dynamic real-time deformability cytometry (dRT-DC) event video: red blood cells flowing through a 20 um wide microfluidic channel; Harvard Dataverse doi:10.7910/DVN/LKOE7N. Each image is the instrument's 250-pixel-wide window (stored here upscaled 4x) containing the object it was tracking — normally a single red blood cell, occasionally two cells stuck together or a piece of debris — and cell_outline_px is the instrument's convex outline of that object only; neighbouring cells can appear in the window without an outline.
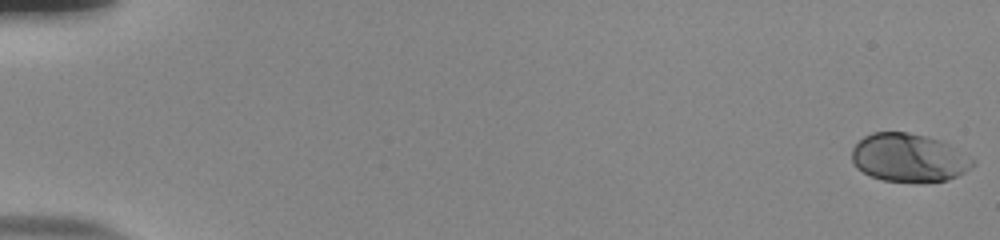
{"species": "human", "species_latin": "Homo sapiens", "temperature_condition": "room temperature", "stored_images_in_passage": 55, "camera_frame_rate_fps": 3000, "um_per_image_px": 0.085, "donor": {"sex": "male"}, "frame": {"image": 1, "passage_image": 1, "time_ms": 0.0, "image_size_px": [1000, 240], "cell_outline_px": [[976, 164], [964, 172], [956, 176], [944, 180], [884, 180], [872, 176], [856, 168], [852, 164], [852, 148], [864, 136], [872, 132], [908, 132], [940, 140], [948, 144], [976, 160]], "centroid_in_image_um": [77.23, 13.37], "position_along_channel_um": 7.8, "area_um2": 33.41}}
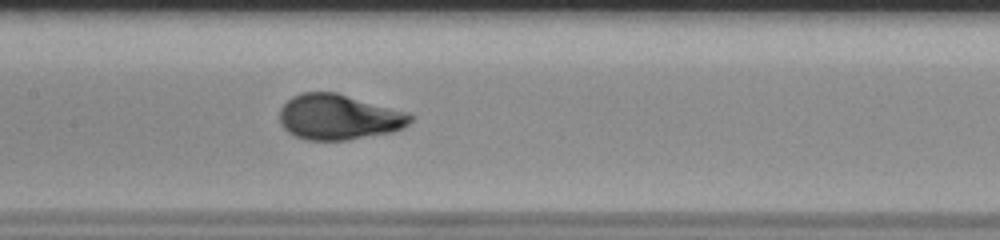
{"frame": {"image": 2, "passage_image": 29, "time_ms": 9.333, "image_size_px": [1000, 240], "cell_outline_px": [[416, 116], [404, 128], [392, 132], [348, 140], [304, 140], [288, 132], [280, 124], [280, 108], [292, 96], [300, 92], [336, 92], [408, 112]], "centroid_in_image_um": [28.81, 9.95], "position_along_channel_um": 178.6, "area_um2": 34.85}}
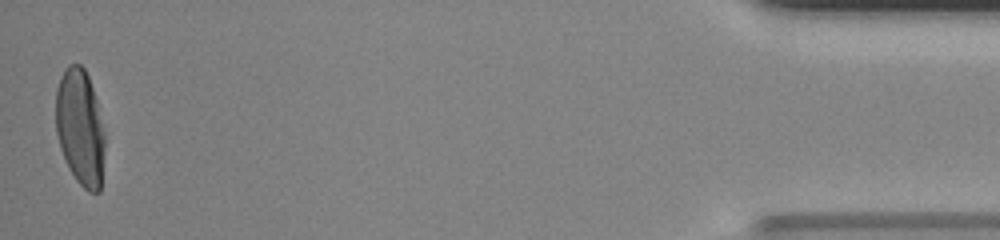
{"frame": {"image": 3, "passage_image": 55, "time_ms": 18.0, "image_size_px": [1000, 240], "cell_outline_px": [[104, 152], [100, 192], [88, 192], [76, 180], [60, 148], [56, 132], [56, 88], [60, 76], [68, 64], [80, 64], [84, 68], [88, 76], [96, 100], [104, 132]], "centroid_in_image_um": [6.8, 10.82], "position_along_channel_um": 428.4, "area_um2": 33.0}, "authors_computed_cell_mechanics": {"area_um2": 33.9286, "velocity_mm_per_s": 3.8064, "shape_relaxation_time_tau1_ms": 4.0293, "shape_relaxation_time_tau2_ms": null, "deformation_change_tau1": 0.1915, "deformation_change_tau2": null}}